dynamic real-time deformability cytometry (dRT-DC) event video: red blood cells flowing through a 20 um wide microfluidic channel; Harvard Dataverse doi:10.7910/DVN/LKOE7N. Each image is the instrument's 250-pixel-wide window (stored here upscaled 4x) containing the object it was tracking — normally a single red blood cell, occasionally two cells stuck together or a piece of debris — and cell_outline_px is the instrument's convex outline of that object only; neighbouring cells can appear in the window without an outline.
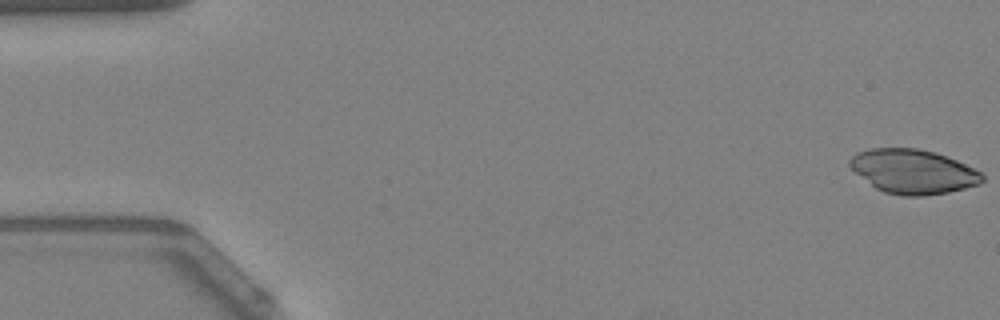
{"species": "Egyptian fruit bat (a non-hibernating species)", "species_latin": "Rousettus aegyptiacus", "temperature_condition": "warm", "stored_images_in_passage": 52, "camera_frame_rate_fps": 3000, "um_per_image_px": 0.085, "animal": {"sex": "female"}, "frame": {"image": 1, "passage_image": 1, "time_ms": 0.0, "image_size_px": [1000, 320], "cell_outline_px": [[984, 180], [980, 184], [948, 192], [924, 196], [904, 196], [884, 192], [876, 188], [856, 172], [848, 164], [848, 160], [856, 152], [872, 148], [916, 148], [936, 152], [956, 160], [980, 172], [984, 176]], "centroid_in_image_um": [77.61, 14.57], "position_along_channel_um": 7.4, "area_um2": 33.99}}